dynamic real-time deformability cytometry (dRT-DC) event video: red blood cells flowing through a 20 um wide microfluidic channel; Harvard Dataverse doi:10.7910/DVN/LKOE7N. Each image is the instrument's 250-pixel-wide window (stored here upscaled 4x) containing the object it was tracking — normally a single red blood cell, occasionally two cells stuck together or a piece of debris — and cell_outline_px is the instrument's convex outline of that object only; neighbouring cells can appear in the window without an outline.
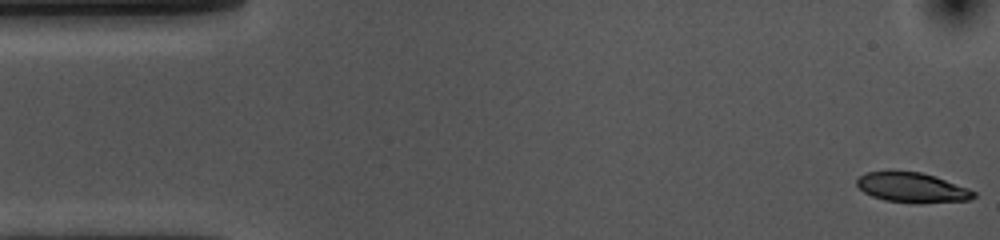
{"species": "common noctule bat (a hibernating species)", "species_latin": "Nyctalus noctula", "temperature_condition": "cold", "stored_images_in_passage": 54, "camera_frame_rate_fps": 3000, "um_per_image_px": 0.085, "animal": {"sex": "female", "body_mass_g": 10.0, "forearm_length_mm": 53.1}, "frame": {"image": 1, "passage_image": 1, "time_ms": 0.0, "image_size_px": [1000, 240], "cell_outline_px": [[976, 196], [968, 200], [920, 204], [884, 200], [872, 196], [864, 192], [856, 184], [856, 180], [860, 176], [868, 172], [892, 168], [920, 172], [936, 176], [968, 188], [976, 192]], "centroid_in_image_um": [77.51, 15.91], "position_along_channel_um": 7.5, "area_um2": 21.04}}
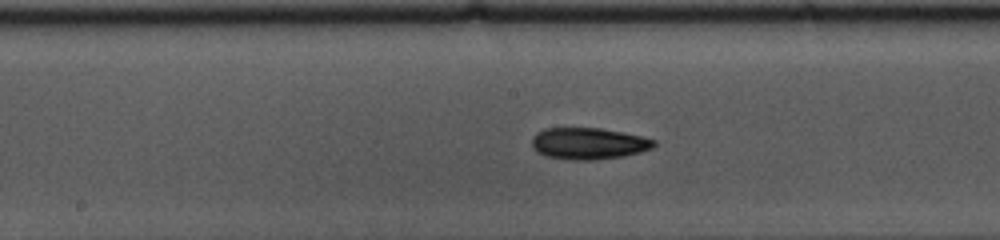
{"frame": {"image": 2, "passage_image": 26, "time_ms": 8.333, "image_size_px": [1000, 240], "cell_outline_px": [[656, 144], [652, 148], [640, 152], [624, 156], [588, 160], [572, 160], [544, 156], [536, 152], [532, 148], [532, 136], [536, 132], [544, 128], [600, 128], [640, 136], [656, 140]], "centroid_in_image_um": [49.97, 12.2], "position_along_channel_um": 198.2, "area_um2": 22.54}}
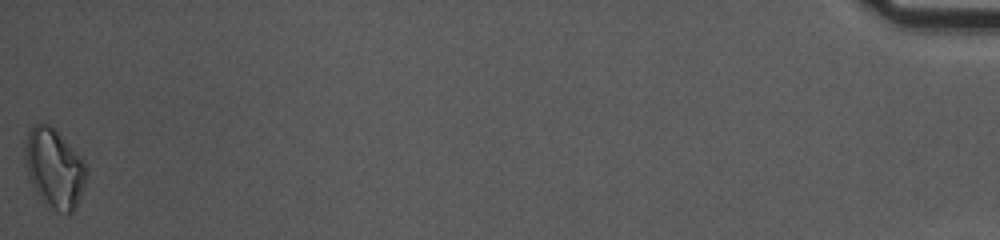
{"frame": {"image": 3, "passage_image": 54, "time_ms": 17.667, "image_size_px": [1000, 240], "cell_outline_px": [[88, 176], [76, 208], [72, 212], [64, 212], [44, 204], [40, 200], [28, 176], [24, 160], [24, 140], [32, 124], [48, 124], [72, 148], [88, 168]], "centroid_in_image_um": [4.59, 14.32], "position_along_channel_um": 430.6, "area_um2": 28.21}, "authors_computed_cell_mechanics": {"area_um2": 21.386, "velocity_mm_per_s": 3.6149, "shape_relaxation_time_tau1_ms": 5.5482, "shape_relaxation_time_tau2_ms": 8.8372, "deformation_change_tau1": 0.1238, "deformation_change_tau2": 0.157}}